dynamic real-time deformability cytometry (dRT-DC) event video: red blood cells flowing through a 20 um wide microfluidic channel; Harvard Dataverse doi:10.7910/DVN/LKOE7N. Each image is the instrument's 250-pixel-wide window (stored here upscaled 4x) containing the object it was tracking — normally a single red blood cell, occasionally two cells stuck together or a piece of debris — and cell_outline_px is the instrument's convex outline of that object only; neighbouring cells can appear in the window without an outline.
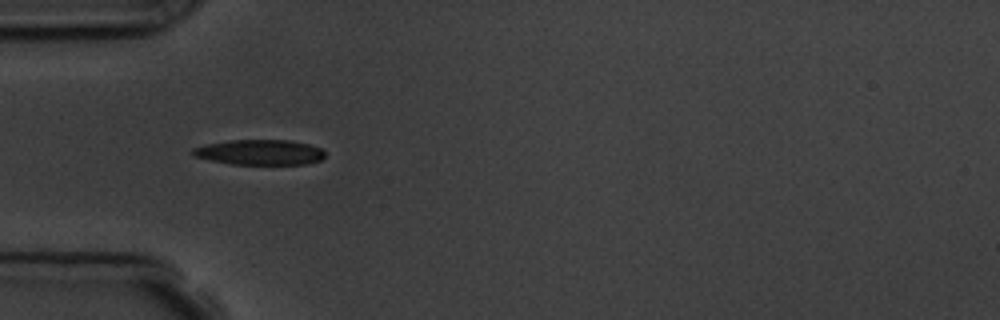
{"species": "common noctule bat (a hibernating species)", "species_latin": "Nyctalus noctula", "temperature_condition": "room temperature", "stored_images_in_passage": 7, "camera_frame_rate_fps": 3000, "um_per_image_px": 0.085, "animal": {"sex": "male", "body_mass_g": 19.5, "forearm_length_mm": 54.6}, "frame": {"image": 1, "passage_image": 3, "time_ms": 2.333, "image_size_px": [1000, 320], "cell_outline_px": [[324, 156], [320, 160], [308, 164], [232, 164], [212, 160], [196, 156], [188, 152], [192, 148], [204, 144], [228, 140], [288, 140], [308, 144], [320, 148], [324, 152]], "centroid_in_image_um": [22.04, 12.93], "position_along_channel_um": 63.0, "area_um2": 19.42}}
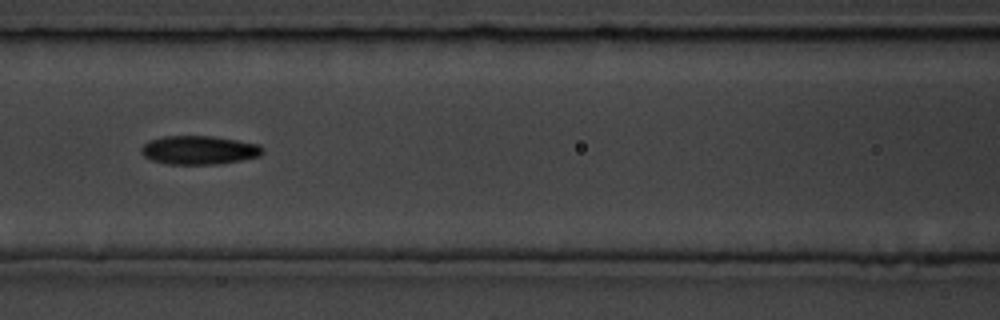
{"frame": {"image": 2, "passage_image": 5, "time_ms": 4.667, "image_size_px": [1000, 320], "cell_outline_px": [[264, 152], [260, 156], [220, 164], [168, 164], [152, 160], [144, 156], [140, 152], [140, 148], [148, 140], [164, 136], [212, 136], [260, 144], [264, 148]], "centroid_in_image_um": [16.92, 12.75], "position_along_channel_um": 149.7, "area_um2": 20.4}}